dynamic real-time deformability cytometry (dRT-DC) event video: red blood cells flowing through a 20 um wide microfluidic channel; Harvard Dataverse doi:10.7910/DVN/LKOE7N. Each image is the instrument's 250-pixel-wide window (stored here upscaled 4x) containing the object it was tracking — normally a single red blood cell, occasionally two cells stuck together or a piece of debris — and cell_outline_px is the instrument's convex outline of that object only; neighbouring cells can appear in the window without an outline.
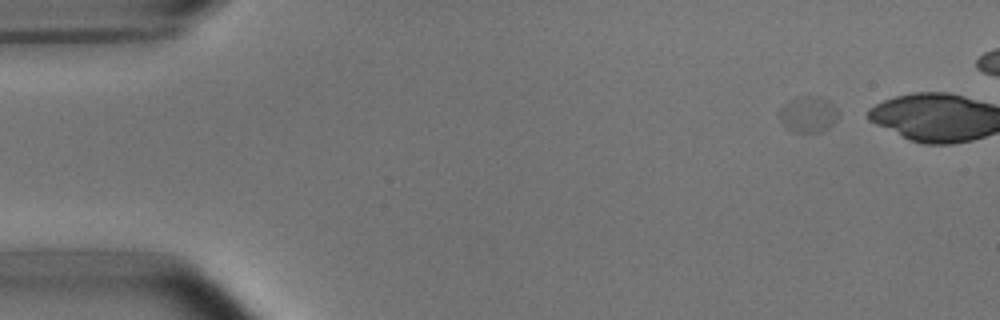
{"species": "common noctule bat (a hibernating species)", "species_latin": "Nyctalus noctula", "temperature_condition": "room temperature", "stored_images_in_passage": 3, "camera_frame_rate_fps": 3000, "um_per_image_px": 0.085, "animal": {"sex": "male", "body_mass_g": 15.6}, "frame": {"image": 1, "passage_image": 1, "time_ms": 0.0, "image_size_px": [1000, 320], "cell_outline_px": [[836, 120], [828, 128], [820, 132], [792, 132], [780, 120], [780, 108], [784, 104], [796, 96], [824, 96], [836, 108]], "centroid_in_image_um": [68.69, 9.7], "position_along_channel_um": 16.3, "area_um2": 12.31}}